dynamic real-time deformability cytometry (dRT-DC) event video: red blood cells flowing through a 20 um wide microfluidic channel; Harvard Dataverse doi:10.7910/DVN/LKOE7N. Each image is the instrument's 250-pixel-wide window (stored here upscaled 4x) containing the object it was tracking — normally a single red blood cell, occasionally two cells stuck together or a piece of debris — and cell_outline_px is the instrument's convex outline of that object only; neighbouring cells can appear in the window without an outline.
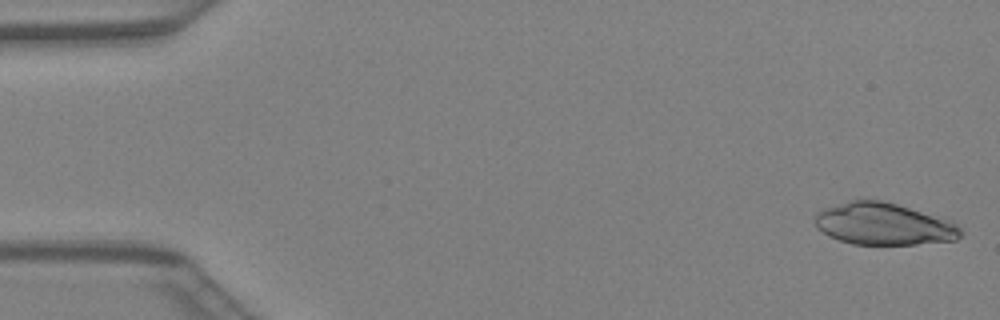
{"species": "Egyptian fruit bat (a non-hibernating species)", "species_latin": "Rousettus aegyptiacus", "temperature_condition": "warm", "stored_images_in_passage": 42, "camera_frame_rate_fps": 3000, "um_per_image_px": 0.085, "animal": {"sex": "female"}, "frame": {"image": 1, "passage_image": 1, "time_ms": 0.0, "image_size_px": [1000, 320], "cell_outline_px": [[964, 232], [956, 240], [916, 244], [852, 244], [828, 236], [816, 228], [816, 212], [824, 208], [852, 200], [880, 200], [896, 204], [952, 220]], "centroid_in_image_um": [75.13, 19.05], "position_along_channel_um": 9.9, "area_um2": 35.55}}